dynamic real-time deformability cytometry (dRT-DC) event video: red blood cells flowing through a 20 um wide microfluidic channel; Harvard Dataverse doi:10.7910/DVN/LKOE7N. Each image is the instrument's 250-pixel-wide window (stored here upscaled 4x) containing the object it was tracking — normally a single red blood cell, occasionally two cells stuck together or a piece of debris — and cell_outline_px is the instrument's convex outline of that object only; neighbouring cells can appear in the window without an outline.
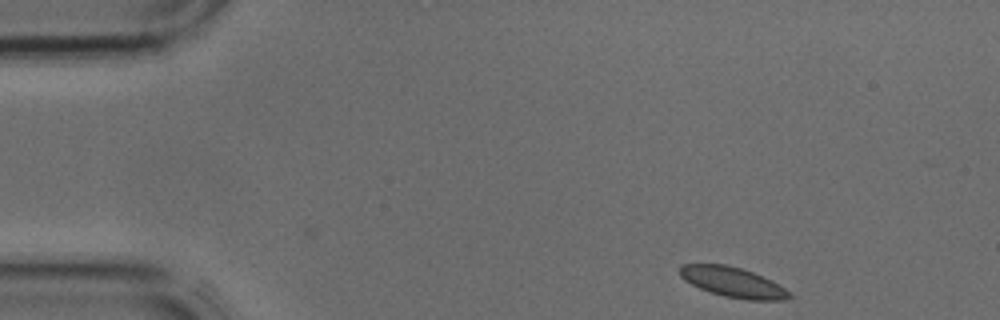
{"species": "common noctule bat (a hibernating species)", "species_latin": "Nyctalus noctula", "temperature_condition": "cold", "stored_images_in_passage": 31, "camera_frame_rate_fps": 3000, "um_per_image_px": 0.085, "animal": {"sex": "male", "body_mass_g": 17.9, "forearm_length_mm": 54.2}, "frame": {"image": 1, "passage_image": 1, "time_ms": 0.0, "image_size_px": [1000, 320], "cell_outline_px": [[792, 296], [784, 300], [748, 300], [724, 296], [700, 288], [684, 280], [680, 276], [680, 264], [728, 264], [752, 272], [772, 280], [784, 288]], "centroid_in_image_um": [62.28, 23.98], "position_along_channel_um": 22.7, "area_um2": 19.02}}
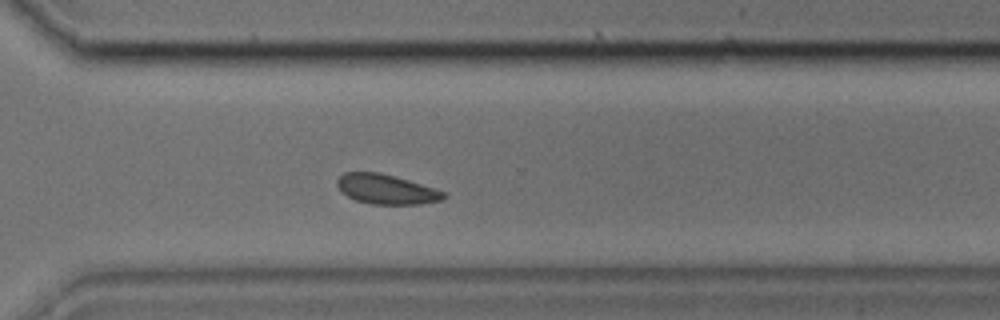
{"frame": {"image": 2, "passage_image": 26, "time_ms": 8.333, "image_size_px": [1000, 320], "cell_outline_px": [[448, 196], [444, 200], [416, 204], [368, 204], [356, 200], [348, 196], [336, 184], [336, 180], [344, 172], [380, 172], [436, 188], [448, 192]], "centroid_in_image_um": [32.89, 16.08], "position_along_channel_um": 337.7, "area_um2": 18.55}}
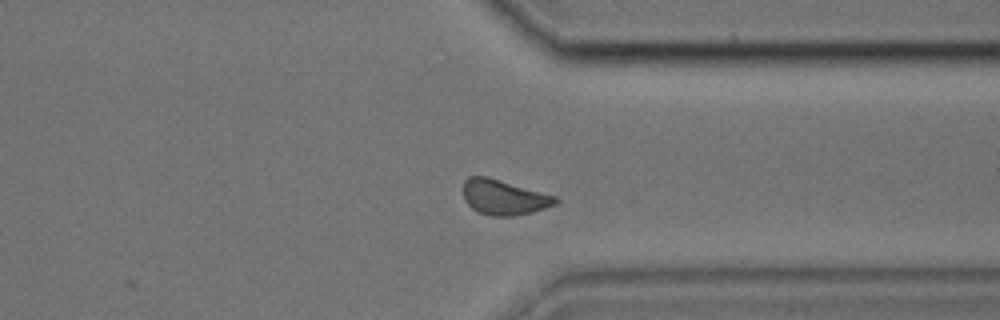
{"frame": {"image": 3, "passage_image": 28, "time_ms": 9.0, "image_size_px": [1000, 320], "cell_outline_px": [[560, 200], [556, 204], [532, 212], [512, 216], [492, 216], [476, 212], [464, 200], [464, 180], [468, 176], [488, 176], [556, 196]], "centroid_in_image_um": [42.82, 16.76], "position_along_channel_um": 368.6, "area_um2": 18.96}}